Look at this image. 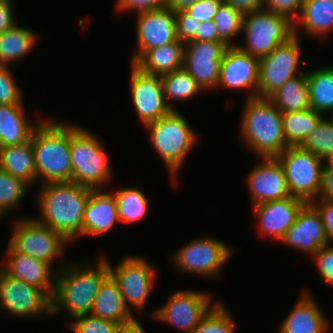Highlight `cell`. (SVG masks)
I'll use <instances>...</instances> for the list:
<instances>
[{
	"label": "cell",
	"mask_w": 333,
	"mask_h": 333,
	"mask_svg": "<svg viewBox=\"0 0 333 333\" xmlns=\"http://www.w3.org/2000/svg\"><path fill=\"white\" fill-rule=\"evenodd\" d=\"M305 204L304 201L290 196L254 205L260 234L280 241L294 224L298 212Z\"/></svg>",
	"instance_id": "obj_22"
},
{
	"label": "cell",
	"mask_w": 333,
	"mask_h": 333,
	"mask_svg": "<svg viewBox=\"0 0 333 333\" xmlns=\"http://www.w3.org/2000/svg\"><path fill=\"white\" fill-rule=\"evenodd\" d=\"M239 132L242 142L259 158L277 157L288 147L282 113L268 98H246Z\"/></svg>",
	"instance_id": "obj_4"
},
{
	"label": "cell",
	"mask_w": 333,
	"mask_h": 333,
	"mask_svg": "<svg viewBox=\"0 0 333 333\" xmlns=\"http://www.w3.org/2000/svg\"><path fill=\"white\" fill-rule=\"evenodd\" d=\"M300 28L317 39L327 37L333 31V0H304L300 14L293 22L295 36L300 37Z\"/></svg>",
	"instance_id": "obj_25"
},
{
	"label": "cell",
	"mask_w": 333,
	"mask_h": 333,
	"mask_svg": "<svg viewBox=\"0 0 333 333\" xmlns=\"http://www.w3.org/2000/svg\"><path fill=\"white\" fill-rule=\"evenodd\" d=\"M243 15L263 8V0H223Z\"/></svg>",
	"instance_id": "obj_51"
},
{
	"label": "cell",
	"mask_w": 333,
	"mask_h": 333,
	"mask_svg": "<svg viewBox=\"0 0 333 333\" xmlns=\"http://www.w3.org/2000/svg\"><path fill=\"white\" fill-rule=\"evenodd\" d=\"M259 59L229 46L222 58L217 87L247 90V99L258 97Z\"/></svg>",
	"instance_id": "obj_18"
},
{
	"label": "cell",
	"mask_w": 333,
	"mask_h": 333,
	"mask_svg": "<svg viewBox=\"0 0 333 333\" xmlns=\"http://www.w3.org/2000/svg\"><path fill=\"white\" fill-rule=\"evenodd\" d=\"M155 151L174 178L183 168L187 155L198 136L180 112L171 110L157 121L144 125Z\"/></svg>",
	"instance_id": "obj_6"
},
{
	"label": "cell",
	"mask_w": 333,
	"mask_h": 333,
	"mask_svg": "<svg viewBox=\"0 0 333 333\" xmlns=\"http://www.w3.org/2000/svg\"><path fill=\"white\" fill-rule=\"evenodd\" d=\"M211 296L206 292L191 289L172 293L167 302L153 311L157 321L175 326L186 333L197 326L206 313L217 303L211 304Z\"/></svg>",
	"instance_id": "obj_13"
},
{
	"label": "cell",
	"mask_w": 333,
	"mask_h": 333,
	"mask_svg": "<svg viewBox=\"0 0 333 333\" xmlns=\"http://www.w3.org/2000/svg\"><path fill=\"white\" fill-rule=\"evenodd\" d=\"M9 66L0 65V105H23L22 88Z\"/></svg>",
	"instance_id": "obj_41"
},
{
	"label": "cell",
	"mask_w": 333,
	"mask_h": 333,
	"mask_svg": "<svg viewBox=\"0 0 333 333\" xmlns=\"http://www.w3.org/2000/svg\"><path fill=\"white\" fill-rule=\"evenodd\" d=\"M276 158L283 167L292 197L305 203L318 199L324 160L300 146H288Z\"/></svg>",
	"instance_id": "obj_9"
},
{
	"label": "cell",
	"mask_w": 333,
	"mask_h": 333,
	"mask_svg": "<svg viewBox=\"0 0 333 333\" xmlns=\"http://www.w3.org/2000/svg\"><path fill=\"white\" fill-rule=\"evenodd\" d=\"M99 137L82 125L70 124L72 182L103 189L111 181L112 168Z\"/></svg>",
	"instance_id": "obj_5"
},
{
	"label": "cell",
	"mask_w": 333,
	"mask_h": 333,
	"mask_svg": "<svg viewBox=\"0 0 333 333\" xmlns=\"http://www.w3.org/2000/svg\"><path fill=\"white\" fill-rule=\"evenodd\" d=\"M3 215H4L3 212L0 210V218H1V216L3 217Z\"/></svg>",
	"instance_id": "obj_55"
},
{
	"label": "cell",
	"mask_w": 333,
	"mask_h": 333,
	"mask_svg": "<svg viewBox=\"0 0 333 333\" xmlns=\"http://www.w3.org/2000/svg\"><path fill=\"white\" fill-rule=\"evenodd\" d=\"M304 150L311 151L315 156L326 160L333 154V120L322 118L315 129L300 145Z\"/></svg>",
	"instance_id": "obj_36"
},
{
	"label": "cell",
	"mask_w": 333,
	"mask_h": 333,
	"mask_svg": "<svg viewBox=\"0 0 333 333\" xmlns=\"http://www.w3.org/2000/svg\"><path fill=\"white\" fill-rule=\"evenodd\" d=\"M233 317L224 304L217 302L191 333H237Z\"/></svg>",
	"instance_id": "obj_39"
},
{
	"label": "cell",
	"mask_w": 333,
	"mask_h": 333,
	"mask_svg": "<svg viewBox=\"0 0 333 333\" xmlns=\"http://www.w3.org/2000/svg\"><path fill=\"white\" fill-rule=\"evenodd\" d=\"M107 264L109 275L116 282L126 306L130 311L140 313L158 276L157 270L139 255H126L115 267L108 260Z\"/></svg>",
	"instance_id": "obj_10"
},
{
	"label": "cell",
	"mask_w": 333,
	"mask_h": 333,
	"mask_svg": "<svg viewBox=\"0 0 333 333\" xmlns=\"http://www.w3.org/2000/svg\"><path fill=\"white\" fill-rule=\"evenodd\" d=\"M325 162H327L330 166L333 167V154L331 156H329Z\"/></svg>",
	"instance_id": "obj_54"
},
{
	"label": "cell",
	"mask_w": 333,
	"mask_h": 333,
	"mask_svg": "<svg viewBox=\"0 0 333 333\" xmlns=\"http://www.w3.org/2000/svg\"><path fill=\"white\" fill-rule=\"evenodd\" d=\"M213 22L217 27L218 36L228 46H236L232 43V39L242 33L243 14L222 2L214 15Z\"/></svg>",
	"instance_id": "obj_37"
},
{
	"label": "cell",
	"mask_w": 333,
	"mask_h": 333,
	"mask_svg": "<svg viewBox=\"0 0 333 333\" xmlns=\"http://www.w3.org/2000/svg\"><path fill=\"white\" fill-rule=\"evenodd\" d=\"M13 224L8 244L16 252L42 260L51 266L56 261V266L59 265L60 269L67 264L60 259L70 242L62 234L39 223L35 218H21ZM57 261L60 263L57 264Z\"/></svg>",
	"instance_id": "obj_8"
},
{
	"label": "cell",
	"mask_w": 333,
	"mask_h": 333,
	"mask_svg": "<svg viewBox=\"0 0 333 333\" xmlns=\"http://www.w3.org/2000/svg\"><path fill=\"white\" fill-rule=\"evenodd\" d=\"M233 252L225 242L206 236L182 245L171 259L180 272L215 278L219 276Z\"/></svg>",
	"instance_id": "obj_11"
},
{
	"label": "cell",
	"mask_w": 333,
	"mask_h": 333,
	"mask_svg": "<svg viewBox=\"0 0 333 333\" xmlns=\"http://www.w3.org/2000/svg\"><path fill=\"white\" fill-rule=\"evenodd\" d=\"M304 0H263V8L275 14L286 16L294 22L302 9Z\"/></svg>",
	"instance_id": "obj_42"
},
{
	"label": "cell",
	"mask_w": 333,
	"mask_h": 333,
	"mask_svg": "<svg viewBox=\"0 0 333 333\" xmlns=\"http://www.w3.org/2000/svg\"><path fill=\"white\" fill-rule=\"evenodd\" d=\"M191 41H223L217 33L213 20L201 22L195 37Z\"/></svg>",
	"instance_id": "obj_50"
},
{
	"label": "cell",
	"mask_w": 333,
	"mask_h": 333,
	"mask_svg": "<svg viewBox=\"0 0 333 333\" xmlns=\"http://www.w3.org/2000/svg\"><path fill=\"white\" fill-rule=\"evenodd\" d=\"M4 1H12V0H0V2H4Z\"/></svg>",
	"instance_id": "obj_56"
},
{
	"label": "cell",
	"mask_w": 333,
	"mask_h": 333,
	"mask_svg": "<svg viewBox=\"0 0 333 333\" xmlns=\"http://www.w3.org/2000/svg\"><path fill=\"white\" fill-rule=\"evenodd\" d=\"M0 168L26 184L36 182V166L31 138L20 145L0 147Z\"/></svg>",
	"instance_id": "obj_29"
},
{
	"label": "cell",
	"mask_w": 333,
	"mask_h": 333,
	"mask_svg": "<svg viewBox=\"0 0 333 333\" xmlns=\"http://www.w3.org/2000/svg\"><path fill=\"white\" fill-rule=\"evenodd\" d=\"M12 3L11 1L0 2V34L11 29L18 22L14 16Z\"/></svg>",
	"instance_id": "obj_49"
},
{
	"label": "cell",
	"mask_w": 333,
	"mask_h": 333,
	"mask_svg": "<svg viewBox=\"0 0 333 333\" xmlns=\"http://www.w3.org/2000/svg\"><path fill=\"white\" fill-rule=\"evenodd\" d=\"M310 108L321 114H333V67L306 72Z\"/></svg>",
	"instance_id": "obj_31"
},
{
	"label": "cell",
	"mask_w": 333,
	"mask_h": 333,
	"mask_svg": "<svg viewBox=\"0 0 333 333\" xmlns=\"http://www.w3.org/2000/svg\"><path fill=\"white\" fill-rule=\"evenodd\" d=\"M24 105H0V147L20 145L30 139L40 123L27 118Z\"/></svg>",
	"instance_id": "obj_26"
},
{
	"label": "cell",
	"mask_w": 333,
	"mask_h": 333,
	"mask_svg": "<svg viewBox=\"0 0 333 333\" xmlns=\"http://www.w3.org/2000/svg\"><path fill=\"white\" fill-rule=\"evenodd\" d=\"M1 269L9 276L41 289L50 299L54 292L57 271L42 260L16 252L7 245Z\"/></svg>",
	"instance_id": "obj_20"
},
{
	"label": "cell",
	"mask_w": 333,
	"mask_h": 333,
	"mask_svg": "<svg viewBox=\"0 0 333 333\" xmlns=\"http://www.w3.org/2000/svg\"><path fill=\"white\" fill-rule=\"evenodd\" d=\"M280 241L286 246L311 256L329 244L320 214L310 203H306L301 208L294 224Z\"/></svg>",
	"instance_id": "obj_21"
},
{
	"label": "cell",
	"mask_w": 333,
	"mask_h": 333,
	"mask_svg": "<svg viewBox=\"0 0 333 333\" xmlns=\"http://www.w3.org/2000/svg\"><path fill=\"white\" fill-rule=\"evenodd\" d=\"M318 199L333 201V167L323 164Z\"/></svg>",
	"instance_id": "obj_48"
},
{
	"label": "cell",
	"mask_w": 333,
	"mask_h": 333,
	"mask_svg": "<svg viewBox=\"0 0 333 333\" xmlns=\"http://www.w3.org/2000/svg\"><path fill=\"white\" fill-rule=\"evenodd\" d=\"M135 63L148 49L177 40L174 12L167 6L137 14Z\"/></svg>",
	"instance_id": "obj_17"
},
{
	"label": "cell",
	"mask_w": 333,
	"mask_h": 333,
	"mask_svg": "<svg viewBox=\"0 0 333 333\" xmlns=\"http://www.w3.org/2000/svg\"><path fill=\"white\" fill-rule=\"evenodd\" d=\"M36 166V181L41 183L72 181L70 124L41 120L31 133Z\"/></svg>",
	"instance_id": "obj_3"
},
{
	"label": "cell",
	"mask_w": 333,
	"mask_h": 333,
	"mask_svg": "<svg viewBox=\"0 0 333 333\" xmlns=\"http://www.w3.org/2000/svg\"><path fill=\"white\" fill-rule=\"evenodd\" d=\"M293 310L282 321L279 333H326L330 322L313 298L304 290ZM312 295V296H311Z\"/></svg>",
	"instance_id": "obj_24"
},
{
	"label": "cell",
	"mask_w": 333,
	"mask_h": 333,
	"mask_svg": "<svg viewBox=\"0 0 333 333\" xmlns=\"http://www.w3.org/2000/svg\"><path fill=\"white\" fill-rule=\"evenodd\" d=\"M17 317L51 314V299L39 288L7 275L0 268V312Z\"/></svg>",
	"instance_id": "obj_14"
},
{
	"label": "cell",
	"mask_w": 333,
	"mask_h": 333,
	"mask_svg": "<svg viewBox=\"0 0 333 333\" xmlns=\"http://www.w3.org/2000/svg\"><path fill=\"white\" fill-rule=\"evenodd\" d=\"M323 117L326 116L312 108L282 113L283 134L286 144L288 146H300Z\"/></svg>",
	"instance_id": "obj_33"
},
{
	"label": "cell",
	"mask_w": 333,
	"mask_h": 333,
	"mask_svg": "<svg viewBox=\"0 0 333 333\" xmlns=\"http://www.w3.org/2000/svg\"><path fill=\"white\" fill-rule=\"evenodd\" d=\"M73 333H115L117 323L92 314L81 315L69 321Z\"/></svg>",
	"instance_id": "obj_40"
},
{
	"label": "cell",
	"mask_w": 333,
	"mask_h": 333,
	"mask_svg": "<svg viewBox=\"0 0 333 333\" xmlns=\"http://www.w3.org/2000/svg\"><path fill=\"white\" fill-rule=\"evenodd\" d=\"M320 248L311 257L318 267L320 276L325 283L333 286V245Z\"/></svg>",
	"instance_id": "obj_44"
},
{
	"label": "cell",
	"mask_w": 333,
	"mask_h": 333,
	"mask_svg": "<svg viewBox=\"0 0 333 333\" xmlns=\"http://www.w3.org/2000/svg\"><path fill=\"white\" fill-rule=\"evenodd\" d=\"M242 31L245 43L236 46L258 59L294 35L292 21L264 8L243 15Z\"/></svg>",
	"instance_id": "obj_7"
},
{
	"label": "cell",
	"mask_w": 333,
	"mask_h": 333,
	"mask_svg": "<svg viewBox=\"0 0 333 333\" xmlns=\"http://www.w3.org/2000/svg\"><path fill=\"white\" fill-rule=\"evenodd\" d=\"M229 46L224 41L184 43L183 69L203 91L217 89L223 55Z\"/></svg>",
	"instance_id": "obj_15"
},
{
	"label": "cell",
	"mask_w": 333,
	"mask_h": 333,
	"mask_svg": "<svg viewBox=\"0 0 333 333\" xmlns=\"http://www.w3.org/2000/svg\"><path fill=\"white\" fill-rule=\"evenodd\" d=\"M92 189L84 209L82 236H99L119 223L117 203L113 193Z\"/></svg>",
	"instance_id": "obj_23"
},
{
	"label": "cell",
	"mask_w": 333,
	"mask_h": 333,
	"mask_svg": "<svg viewBox=\"0 0 333 333\" xmlns=\"http://www.w3.org/2000/svg\"><path fill=\"white\" fill-rule=\"evenodd\" d=\"M90 314L117 324L126 323L135 318L133 312L126 306L116 282L110 275L102 282L94 298Z\"/></svg>",
	"instance_id": "obj_28"
},
{
	"label": "cell",
	"mask_w": 333,
	"mask_h": 333,
	"mask_svg": "<svg viewBox=\"0 0 333 333\" xmlns=\"http://www.w3.org/2000/svg\"><path fill=\"white\" fill-rule=\"evenodd\" d=\"M30 186L0 168V210L4 216L20 206ZM6 213V214H5Z\"/></svg>",
	"instance_id": "obj_38"
},
{
	"label": "cell",
	"mask_w": 333,
	"mask_h": 333,
	"mask_svg": "<svg viewBox=\"0 0 333 333\" xmlns=\"http://www.w3.org/2000/svg\"><path fill=\"white\" fill-rule=\"evenodd\" d=\"M35 31L18 23L0 34V65L9 66L11 62L27 56L38 42Z\"/></svg>",
	"instance_id": "obj_30"
},
{
	"label": "cell",
	"mask_w": 333,
	"mask_h": 333,
	"mask_svg": "<svg viewBox=\"0 0 333 333\" xmlns=\"http://www.w3.org/2000/svg\"><path fill=\"white\" fill-rule=\"evenodd\" d=\"M115 333H147L141 323L135 318L126 323L118 324Z\"/></svg>",
	"instance_id": "obj_52"
},
{
	"label": "cell",
	"mask_w": 333,
	"mask_h": 333,
	"mask_svg": "<svg viewBox=\"0 0 333 333\" xmlns=\"http://www.w3.org/2000/svg\"><path fill=\"white\" fill-rule=\"evenodd\" d=\"M160 78L166 103L172 110H176V108L168 100L186 102L203 91L196 80L183 68L163 74Z\"/></svg>",
	"instance_id": "obj_34"
},
{
	"label": "cell",
	"mask_w": 333,
	"mask_h": 333,
	"mask_svg": "<svg viewBox=\"0 0 333 333\" xmlns=\"http://www.w3.org/2000/svg\"><path fill=\"white\" fill-rule=\"evenodd\" d=\"M253 205L290 197L285 173L276 157L261 158L247 177Z\"/></svg>",
	"instance_id": "obj_19"
},
{
	"label": "cell",
	"mask_w": 333,
	"mask_h": 333,
	"mask_svg": "<svg viewBox=\"0 0 333 333\" xmlns=\"http://www.w3.org/2000/svg\"><path fill=\"white\" fill-rule=\"evenodd\" d=\"M113 195L117 203L119 222L133 223L146 216L149 200L141 189L125 187L118 189Z\"/></svg>",
	"instance_id": "obj_35"
},
{
	"label": "cell",
	"mask_w": 333,
	"mask_h": 333,
	"mask_svg": "<svg viewBox=\"0 0 333 333\" xmlns=\"http://www.w3.org/2000/svg\"><path fill=\"white\" fill-rule=\"evenodd\" d=\"M198 0H168L167 7L173 12L186 10L190 5L194 4Z\"/></svg>",
	"instance_id": "obj_53"
},
{
	"label": "cell",
	"mask_w": 333,
	"mask_h": 333,
	"mask_svg": "<svg viewBox=\"0 0 333 333\" xmlns=\"http://www.w3.org/2000/svg\"><path fill=\"white\" fill-rule=\"evenodd\" d=\"M223 0H198L185 11L200 22L211 21Z\"/></svg>",
	"instance_id": "obj_45"
},
{
	"label": "cell",
	"mask_w": 333,
	"mask_h": 333,
	"mask_svg": "<svg viewBox=\"0 0 333 333\" xmlns=\"http://www.w3.org/2000/svg\"><path fill=\"white\" fill-rule=\"evenodd\" d=\"M184 43L178 39L148 49L135 63L142 72L161 76L183 68Z\"/></svg>",
	"instance_id": "obj_27"
},
{
	"label": "cell",
	"mask_w": 333,
	"mask_h": 333,
	"mask_svg": "<svg viewBox=\"0 0 333 333\" xmlns=\"http://www.w3.org/2000/svg\"><path fill=\"white\" fill-rule=\"evenodd\" d=\"M56 271L50 315L63 311L72 320L89 314L102 282L109 276L107 259L99 258L97 264L69 263Z\"/></svg>",
	"instance_id": "obj_1"
},
{
	"label": "cell",
	"mask_w": 333,
	"mask_h": 333,
	"mask_svg": "<svg viewBox=\"0 0 333 333\" xmlns=\"http://www.w3.org/2000/svg\"><path fill=\"white\" fill-rule=\"evenodd\" d=\"M300 37L293 35L270 54L259 59L258 97L268 98L286 81L302 74ZM299 72V73H298Z\"/></svg>",
	"instance_id": "obj_12"
},
{
	"label": "cell",
	"mask_w": 333,
	"mask_h": 333,
	"mask_svg": "<svg viewBox=\"0 0 333 333\" xmlns=\"http://www.w3.org/2000/svg\"><path fill=\"white\" fill-rule=\"evenodd\" d=\"M174 15L177 39L183 43L191 41L198 32L201 22L191 17L185 10L174 12Z\"/></svg>",
	"instance_id": "obj_43"
},
{
	"label": "cell",
	"mask_w": 333,
	"mask_h": 333,
	"mask_svg": "<svg viewBox=\"0 0 333 333\" xmlns=\"http://www.w3.org/2000/svg\"><path fill=\"white\" fill-rule=\"evenodd\" d=\"M91 190L72 181L41 184L37 194L41 215L35 220L72 243L82 237L84 209Z\"/></svg>",
	"instance_id": "obj_2"
},
{
	"label": "cell",
	"mask_w": 333,
	"mask_h": 333,
	"mask_svg": "<svg viewBox=\"0 0 333 333\" xmlns=\"http://www.w3.org/2000/svg\"><path fill=\"white\" fill-rule=\"evenodd\" d=\"M168 0H116L119 12H136V14L167 6Z\"/></svg>",
	"instance_id": "obj_46"
},
{
	"label": "cell",
	"mask_w": 333,
	"mask_h": 333,
	"mask_svg": "<svg viewBox=\"0 0 333 333\" xmlns=\"http://www.w3.org/2000/svg\"><path fill=\"white\" fill-rule=\"evenodd\" d=\"M268 99L281 113L310 108L306 73L286 81Z\"/></svg>",
	"instance_id": "obj_32"
},
{
	"label": "cell",
	"mask_w": 333,
	"mask_h": 333,
	"mask_svg": "<svg viewBox=\"0 0 333 333\" xmlns=\"http://www.w3.org/2000/svg\"><path fill=\"white\" fill-rule=\"evenodd\" d=\"M130 65L132 104L144 126L167 115L172 109L166 103L160 76L142 72L133 63Z\"/></svg>",
	"instance_id": "obj_16"
},
{
	"label": "cell",
	"mask_w": 333,
	"mask_h": 333,
	"mask_svg": "<svg viewBox=\"0 0 333 333\" xmlns=\"http://www.w3.org/2000/svg\"><path fill=\"white\" fill-rule=\"evenodd\" d=\"M310 204L320 214L328 243L333 244V201L316 199Z\"/></svg>",
	"instance_id": "obj_47"
}]
</instances>
